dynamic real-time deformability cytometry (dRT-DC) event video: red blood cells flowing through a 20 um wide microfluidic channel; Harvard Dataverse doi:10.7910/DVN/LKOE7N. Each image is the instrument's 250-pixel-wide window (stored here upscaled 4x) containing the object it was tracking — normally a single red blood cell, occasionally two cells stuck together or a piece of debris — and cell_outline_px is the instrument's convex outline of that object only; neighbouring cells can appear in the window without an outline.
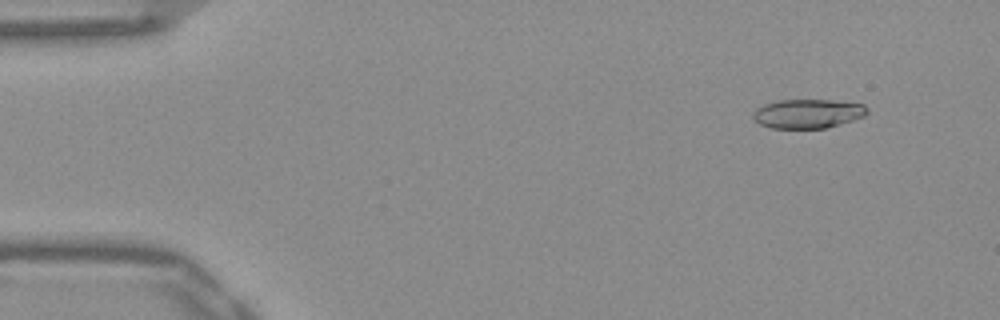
{"species": "Egyptian fruit bat (a non-hibernating species)", "species_latin": "Rousettus aegyptiacus", "temperature_condition": "warm", "stored_images_in_passage": 50, "camera_frame_rate_fps": 3000, "um_per_image_px": 0.085, "frame": {"image": 1, "passage_image": 3, "time_ms": 0.667, "image_size_px": [1000, 320], "cell_outline_px": [[868, 112], [864, 116], [840, 124], [824, 128], [772, 128], [760, 124], [752, 120], [752, 112], [756, 108], [764, 104], [776, 100], [832, 100], [864, 104], [868, 108]], "centroid_in_image_um": [68.63, 9.65], "position_along_channel_um": 16.4, "area_um2": 19.48}}
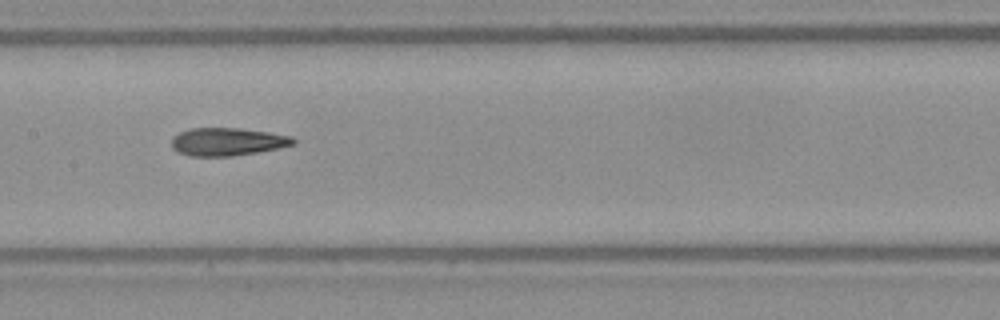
{"frame": {"image": 2, "passage_image": 24, "time_ms": 7.667, "image_size_px": [1000, 320], "cell_outline_px": [[296, 144], [256, 152], [232, 156], [188, 156], [176, 152], [172, 148], [172, 136], [188, 128], [240, 128], [268, 132], [292, 136], [296, 140]], "centroid_in_image_um": [19.29, 12.04], "position_along_channel_um": 188.1, "area_um2": 19.88}}
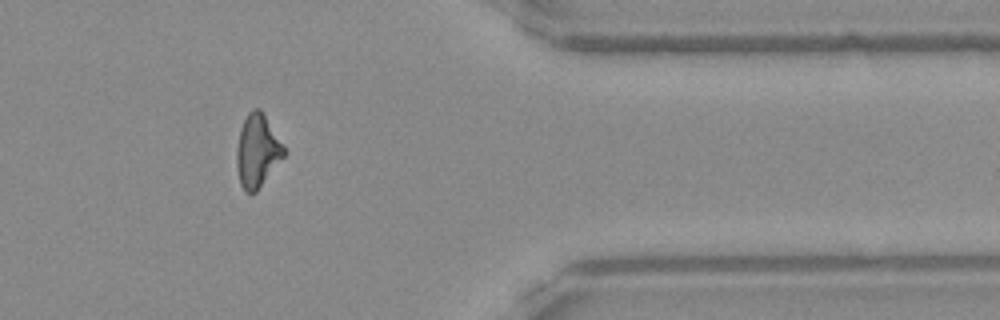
{"frame": {"image": 3, "passage_image": 41, "time_ms": 13.333, "image_size_px": [1000, 320], "cell_outline_px": [[288, 152], [256, 192], [244, 192], [240, 184], [236, 168], [236, 148], [240, 128], [248, 112], [252, 108], [260, 108]], "centroid_in_image_um": [21.87, 12.83], "position_along_channel_um": 389.5, "area_um2": 20.29}, "authors_computed_cell_mechanics": {"area_um2": 19.7676, "velocity_mm_per_s": 3.9163, "shape_relaxation_time_tau1_ms": null, "shape_relaxation_time_tau2_ms": 3.5061, "deformation_change_tau1": null, "deformation_change_tau2": 0.1353}}